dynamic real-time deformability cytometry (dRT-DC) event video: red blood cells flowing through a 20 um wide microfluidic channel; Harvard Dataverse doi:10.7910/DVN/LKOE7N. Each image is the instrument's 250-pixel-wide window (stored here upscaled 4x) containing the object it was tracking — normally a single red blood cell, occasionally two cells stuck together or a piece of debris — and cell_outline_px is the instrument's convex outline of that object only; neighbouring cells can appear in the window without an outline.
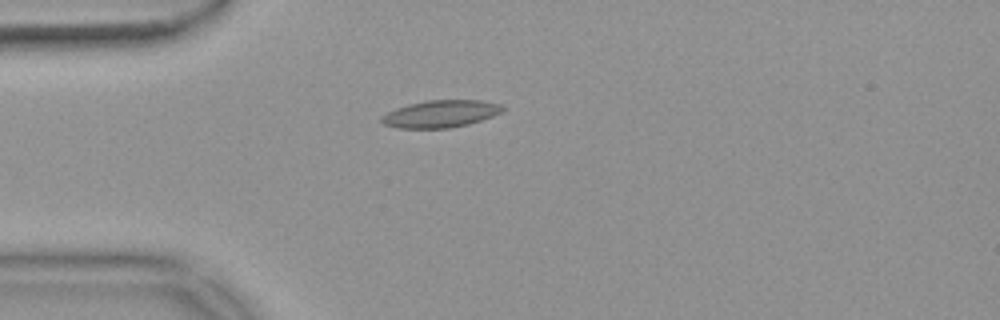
{"species": "common noctule bat (a hibernating species)", "species_latin": "Nyctalus noctula", "temperature_condition": "warm", "stored_images_in_passage": 41, "camera_frame_rate_fps": 3000, "um_per_image_px": 0.085, "animal": {"sex": "female", "body_mass_g": 18.4}, "frame": {"image": 1, "passage_image": 1, "time_ms": 0.0, "image_size_px": [1000, 320], "cell_outline_px": [[504, 108], [500, 112], [492, 116], [468, 124], [448, 128], [396, 128], [384, 124], [380, 120], [380, 116], [396, 108], [408, 104], [424, 100], [480, 100], [500, 104]], "centroid_in_image_um": [37.4, 9.67], "position_along_channel_um": 47.6, "area_um2": 19.13}}
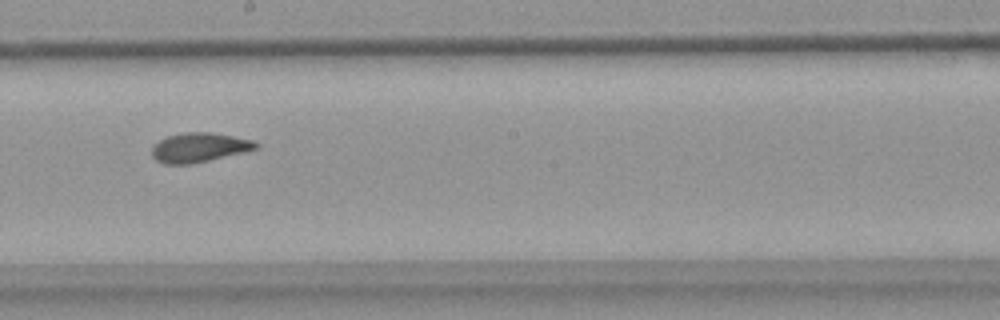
{"frame": {"image": 2, "passage_image": 17, "time_ms": 5.333, "image_size_px": [1000, 320], "cell_outline_px": [[260, 144], [256, 148], [244, 152], [208, 160], [188, 164], [164, 164], [156, 160], [152, 156], [152, 148], [160, 140], [168, 136], [184, 132], [208, 132], [232, 136], [252, 140]], "centroid_in_image_um": [16.91, 12.53], "position_along_channel_um": 231.3, "area_um2": 17.51}}
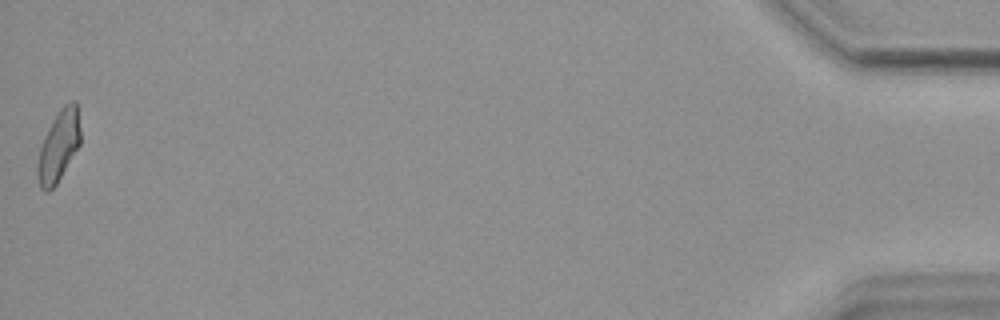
{"frame": {"image": 3, "passage_image": 41, "time_ms": 13.333, "image_size_px": [1000, 320], "cell_outline_px": [[80, 144], [56, 184], [48, 192], [44, 192], [40, 188], [36, 172], [36, 168], [40, 148], [44, 136], [52, 120], [60, 108], [68, 100], [76, 100], [80, 128]], "centroid_in_image_um": [4.97, 12.39], "position_along_channel_um": 430.2, "area_um2": 17.8}, "authors_computed_cell_mechanics": {"area_um2": 17.8024, "velocity_mm_per_s": 3.7031, "shape_relaxation_time_tau1_ms": 7.8684, "shape_relaxation_time_tau2_ms": 1.8686, "deformation_change_tau1": 0.1777, "deformation_change_tau2": 0.0826}}